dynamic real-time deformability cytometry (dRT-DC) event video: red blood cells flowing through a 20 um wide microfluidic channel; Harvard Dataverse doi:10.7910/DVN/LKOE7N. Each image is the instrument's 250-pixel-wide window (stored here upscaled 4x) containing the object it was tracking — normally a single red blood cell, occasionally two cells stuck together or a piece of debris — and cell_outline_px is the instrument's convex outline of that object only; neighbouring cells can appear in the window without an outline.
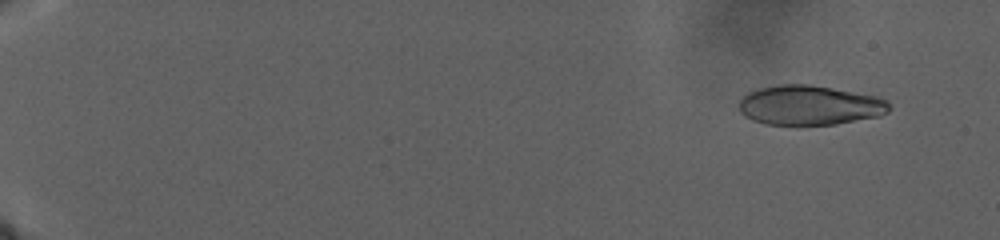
{"species": "human", "species_latin": "Homo sapiens", "temperature_condition": "warm", "stored_images_in_passage": 191, "camera_frame_rate_fps": 3000, "um_per_image_px": 0.085, "donor": {"sex": "male"}, "frame": {"image": 1, "passage_image": 15, "time_ms": 3.667, "image_size_px": [1000, 240], "cell_outline_px": [[892, 108], [888, 112], [880, 116], [836, 124], [796, 128], [764, 124], [752, 120], [744, 116], [740, 112], [740, 100], [748, 92], [756, 88], [780, 84], [808, 84], [880, 96], [888, 100]], "centroid_in_image_um": [68.82, 8.98], "position_along_channel_um": 16.2, "area_um2": 36.01}}
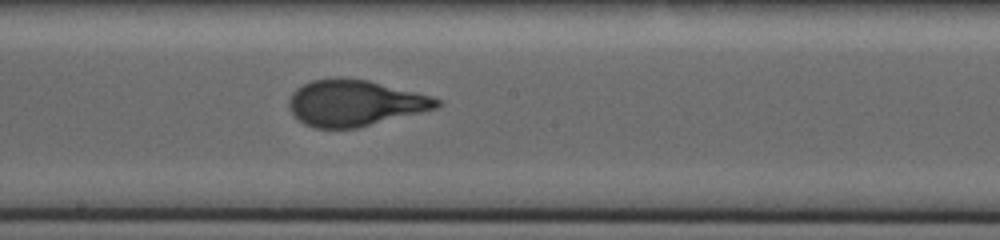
{"frame": {"image": 2, "passage_image": 93, "time_ms": 27.0, "image_size_px": [1000, 240], "cell_outline_px": [[440, 104], [436, 108], [356, 128], [316, 128], [304, 124], [292, 116], [288, 108], [288, 100], [292, 92], [296, 88], [312, 80], [332, 76], [340, 76], [368, 80], [432, 96], [440, 100]], "centroid_in_image_um": [30.08, 8.73], "position_along_channel_um": 218.1, "area_um2": 39.94}}
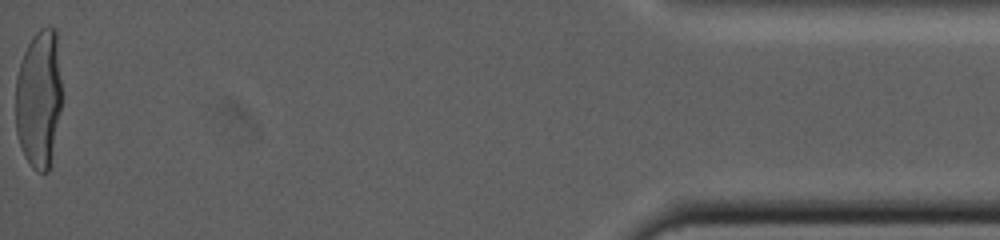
{"frame": {"image": 3, "passage_image": 190, "time_ms": 43.667, "image_size_px": [1000, 240], "cell_outline_px": [[60, 112], [48, 172], [36, 172], [32, 168], [24, 156], [16, 132], [16, 76], [24, 52], [28, 44], [36, 32], [40, 28], [48, 24], [56, 28], [60, 80]], "centroid_in_image_um": [3.29, 8.37], "position_along_channel_um": 431.9, "area_um2": 37.11}}